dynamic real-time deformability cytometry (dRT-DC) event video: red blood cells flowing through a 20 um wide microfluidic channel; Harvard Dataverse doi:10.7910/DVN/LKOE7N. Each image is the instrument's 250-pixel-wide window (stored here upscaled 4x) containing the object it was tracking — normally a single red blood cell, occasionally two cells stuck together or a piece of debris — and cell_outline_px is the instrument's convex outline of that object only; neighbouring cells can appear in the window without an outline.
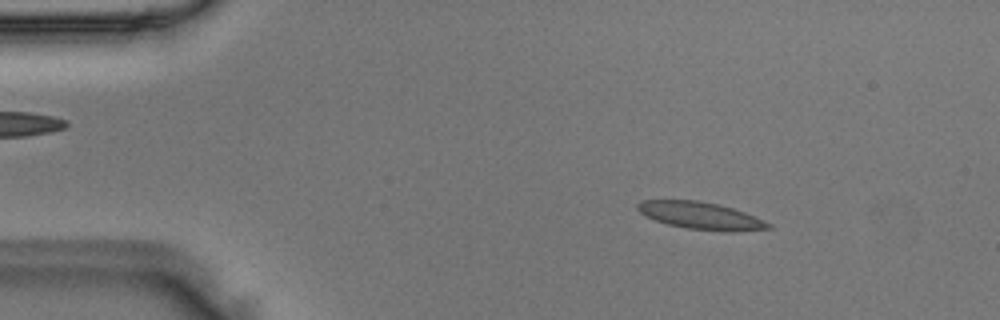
{"species": "Egyptian fruit bat (a non-hibernating species)", "species_latin": "Rousettus aegyptiacus", "temperature_condition": "room temperature", "stored_images_in_passage": 49, "camera_frame_rate_fps": 3000, "um_per_image_px": 0.085, "animal": {"sex": "male"}, "frame": {"image": 1, "passage_image": 7, "time_ms": 2.0, "image_size_px": [1000, 320], "cell_outline_px": [[772, 228], [736, 232], [724, 232], [688, 228], [668, 224], [644, 216], [636, 208], [636, 204], [640, 200], [696, 200], [716, 204], [732, 208], [744, 212], [764, 220], [772, 224]], "centroid_in_image_um": [59.56, 18.34], "position_along_channel_um": 25.4, "area_um2": 20.81}}
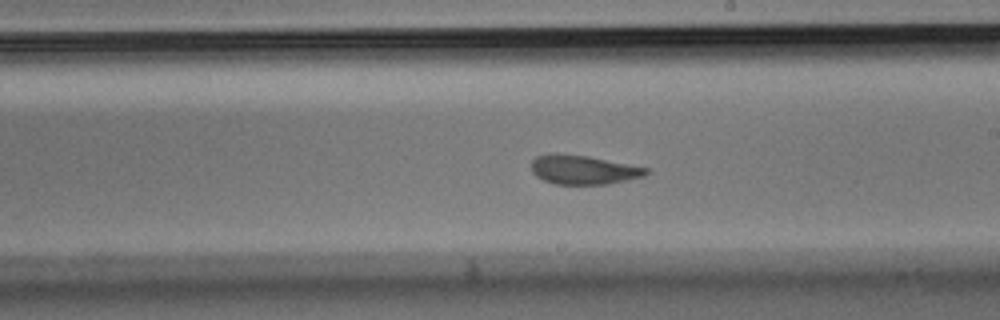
{"frame": {"image": 2, "passage_image": 28, "time_ms": 9.0, "image_size_px": [1000, 320], "cell_outline_px": [[648, 172], [644, 176], [608, 184], [556, 184], [544, 180], [536, 176], [532, 172], [532, 160], [536, 156], [556, 152], [588, 156], [648, 168]], "centroid_in_image_um": [49.55, 14.42], "position_along_channel_um": 239.4, "area_um2": 19.42}}
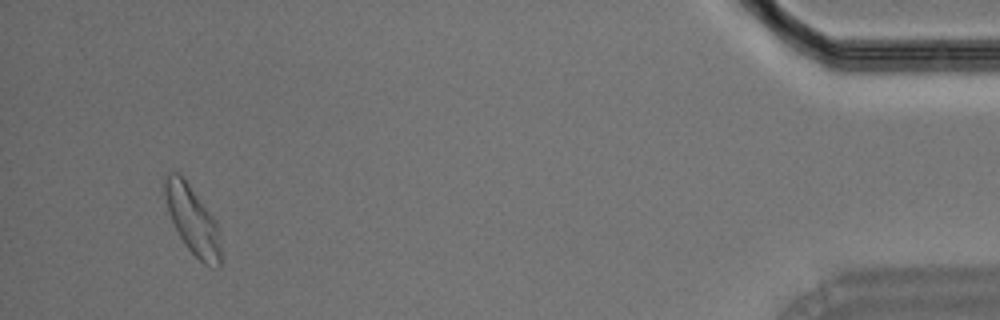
{"frame": {"image": 3, "passage_image": 47, "time_ms": 15.333, "image_size_px": [1000, 320], "cell_outline_px": [[220, 264], [216, 268], [204, 264], [184, 244], [168, 212], [164, 192], [164, 176], [168, 172], [176, 172], [188, 184], [216, 220], [220, 244]], "centroid_in_image_um": [16.35, 18.71], "position_along_channel_um": 418.8, "area_um2": 21.68}}